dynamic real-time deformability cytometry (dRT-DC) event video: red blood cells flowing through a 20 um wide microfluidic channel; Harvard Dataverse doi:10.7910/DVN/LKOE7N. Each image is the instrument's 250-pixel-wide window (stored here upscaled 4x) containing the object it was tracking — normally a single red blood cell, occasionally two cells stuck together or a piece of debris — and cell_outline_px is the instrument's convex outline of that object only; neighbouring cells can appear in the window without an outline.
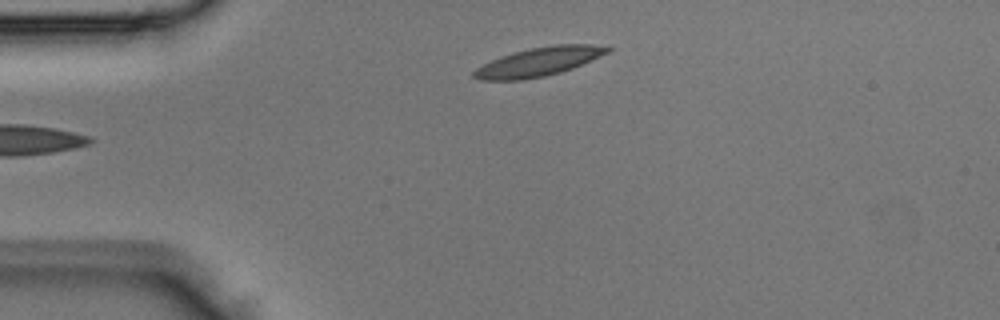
{"species": "Egyptian fruit bat (a non-hibernating species)", "species_latin": "Rousettus aegyptiacus", "temperature_condition": "room temperature", "stored_images_in_passage": 4, "camera_frame_rate_fps": 3000, "um_per_image_px": 0.085, "animal": {"sex": "male"}, "frame": {"image": 1, "passage_image": 4, "time_ms": 1.0, "image_size_px": [1000, 320], "cell_outline_px": [[612, 52], [572, 68], [560, 72], [544, 76], [524, 80], [480, 80], [472, 76], [472, 72], [476, 68], [500, 56], [512, 52], [532, 48], [556, 44], [592, 44], [612, 48]], "centroid_in_image_um": [45.81, 5.25], "position_along_channel_um": 39.2, "area_um2": 22.43}}